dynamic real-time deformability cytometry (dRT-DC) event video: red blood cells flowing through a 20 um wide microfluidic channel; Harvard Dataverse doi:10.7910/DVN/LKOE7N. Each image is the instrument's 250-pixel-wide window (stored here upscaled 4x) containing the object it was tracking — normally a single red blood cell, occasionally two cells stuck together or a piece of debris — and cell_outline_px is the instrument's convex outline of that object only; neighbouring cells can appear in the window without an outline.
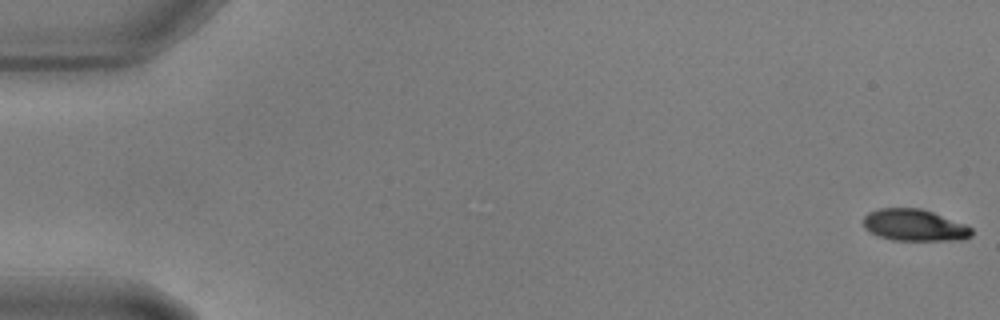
{"species": "common noctule bat (a hibernating species)", "species_latin": "Nyctalus noctula", "temperature_condition": "warm", "stored_images_in_passage": 58, "camera_frame_rate_fps": 3000, "um_per_image_px": 0.085, "animal": {"sex": "male", "body_mass_g": 17.9, "forearm_length_mm": 54.2}, "frame": {"image": 1, "passage_image": 1, "time_ms": 0.0, "image_size_px": [1000, 320], "cell_outline_px": [[972, 236], [964, 240], [892, 240], [868, 232], [864, 228], [864, 216], [868, 212], [880, 208], [920, 208], [932, 212], [964, 224], [972, 228]], "centroid_in_image_um": [77.71, 19.14], "position_along_channel_um": 7.3, "area_um2": 20.0}}
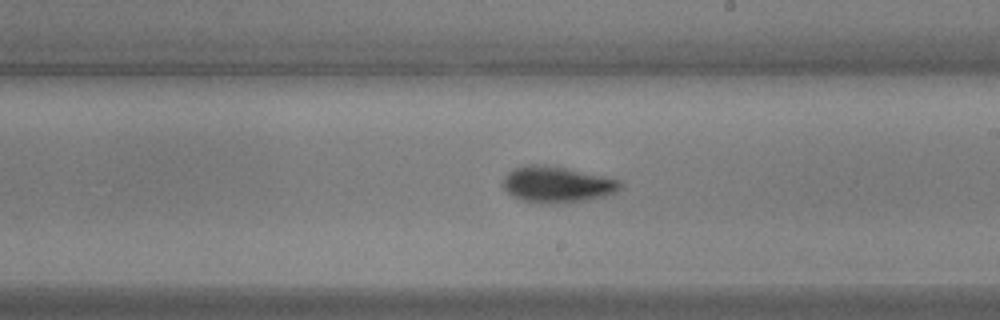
{"frame": {"image": 2, "passage_image": 34, "time_ms": 11.0, "image_size_px": [1000, 320], "cell_outline_px": [[624, 188], [616, 192], [604, 196], [584, 200], [560, 204], [552, 204], [520, 200], [512, 196], [500, 184], [504, 176], [512, 168], [528, 164], [552, 164], [604, 176], [620, 180], [624, 184]], "centroid_in_image_um": [47.34, 15.66], "position_along_channel_um": 241.7, "area_um2": 25.37}}
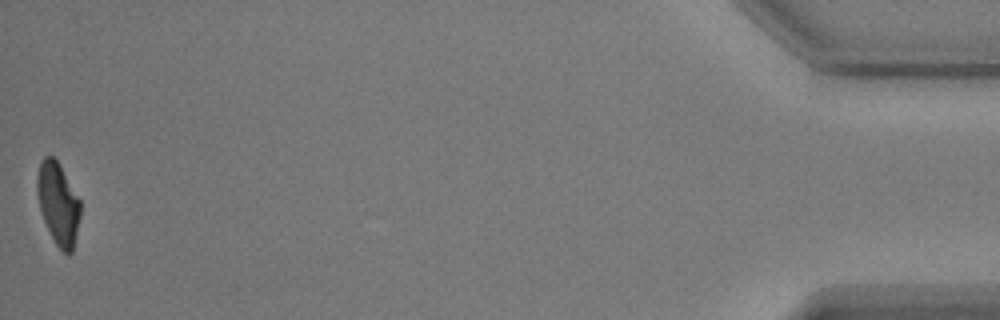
{"frame": {"image": 3, "passage_image": 58, "time_ms": 19.0, "image_size_px": [1000, 320], "cell_outline_px": [[80, 216], [72, 252], [68, 256], [56, 244], [44, 220], [40, 208], [36, 192], [36, 176], [40, 160], [44, 156], [52, 156], [60, 164], [80, 200]], "centroid_in_image_um": [4.93, 17.26], "position_along_channel_um": 430.3, "area_um2": 20.63}}